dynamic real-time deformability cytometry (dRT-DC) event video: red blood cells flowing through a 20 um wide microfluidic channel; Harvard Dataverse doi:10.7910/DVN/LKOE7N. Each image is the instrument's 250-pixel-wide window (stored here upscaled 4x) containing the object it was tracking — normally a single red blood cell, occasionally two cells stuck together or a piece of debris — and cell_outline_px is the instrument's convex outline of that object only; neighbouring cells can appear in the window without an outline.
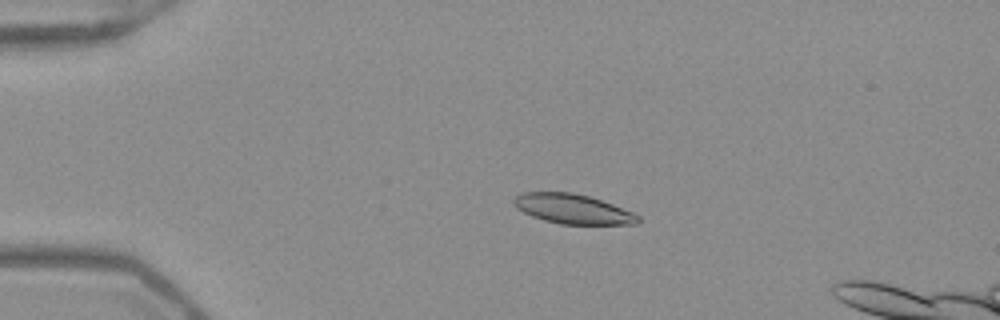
{"species": "Egyptian fruit bat (a non-hibernating species)", "species_latin": "Rousettus aegyptiacus", "temperature_condition": "warm", "stored_images_in_passage": 42, "camera_frame_rate_fps": 3000, "um_per_image_px": 0.085, "frame": {"image": 1, "passage_image": 1, "time_ms": 0.0, "image_size_px": [1000, 320], "cell_outline_px": [[640, 224], [560, 224], [544, 220], [532, 216], [516, 208], [512, 204], [512, 200], [520, 192], [572, 192], [588, 196], [612, 204], [632, 212], [640, 216]], "centroid_in_image_um": [48.66, 17.76], "position_along_channel_um": 36.3, "area_um2": 21.5}}
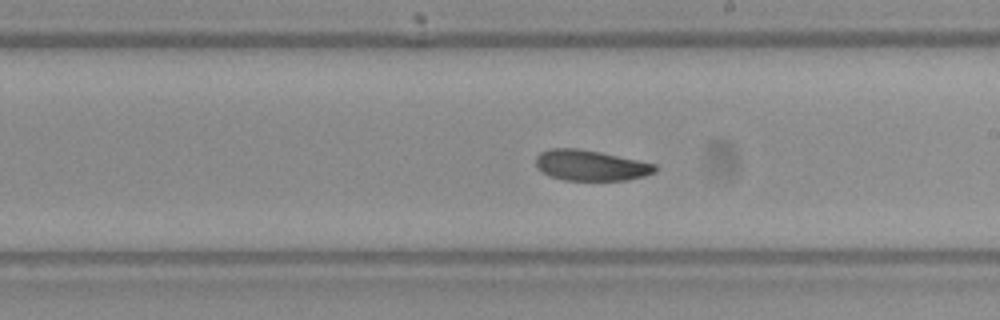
{"frame": {"image": 2, "passage_image": 20, "time_ms": 6.333, "image_size_px": [1000, 320], "cell_outline_px": [[656, 172], [644, 176], [628, 180], [564, 180], [540, 172], [536, 168], [536, 156], [540, 152], [548, 148], [576, 148], [600, 152], [656, 164]], "centroid_in_image_um": [50.17, 14.05], "position_along_channel_um": 238.8, "area_um2": 21.33}}
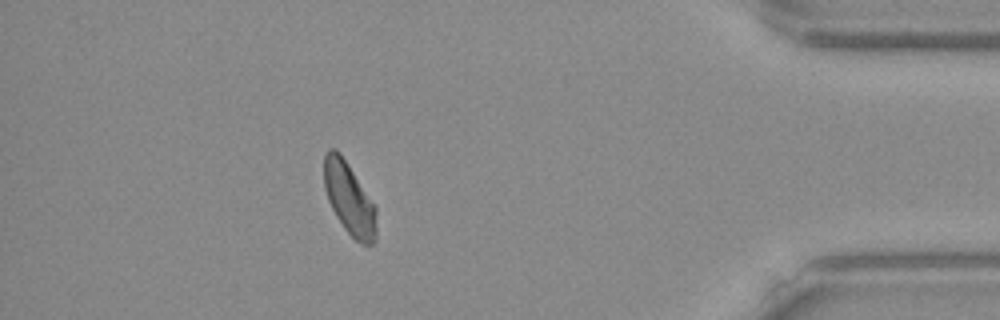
{"frame": {"image": 3, "passage_image": 36, "time_ms": 11.667, "image_size_px": [1000, 320], "cell_outline_px": [[376, 240], [372, 244], [360, 244], [344, 228], [336, 216], [328, 200], [324, 188], [324, 156], [328, 148], [336, 148], [340, 152], [376, 208]], "centroid_in_image_um": [29.67, 16.88], "position_along_channel_um": 405.5, "area_um2": 21.79}, "authors_computed_cell_mechanics": {"area_um2": 22.1952, "velocity_mm_per_s": 3.9278, "shape_relaxation_time_tau1_ms": 6.4971, "shape_relaxation_time_tau2_ms": 2.9207, "deformation_change_tau1": 0.1304, "deformation_change_tau2": 0.0876}}